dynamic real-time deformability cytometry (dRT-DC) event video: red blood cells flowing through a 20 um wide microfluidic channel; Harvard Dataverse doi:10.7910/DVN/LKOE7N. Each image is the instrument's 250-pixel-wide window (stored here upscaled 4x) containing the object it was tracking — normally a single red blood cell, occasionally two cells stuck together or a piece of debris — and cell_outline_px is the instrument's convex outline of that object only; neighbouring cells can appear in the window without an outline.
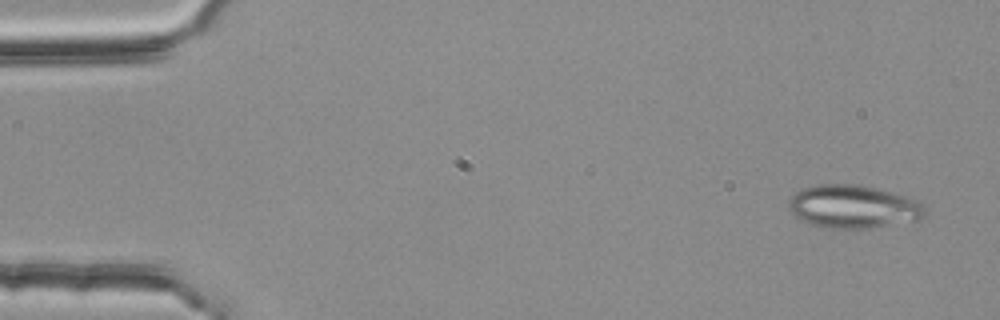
{"species": "common noctule bat (a hibernating species)", "species_latin": "Nyctalus noctula", "temperature_condition": "room temperature", "stored_images_in_passage": 3, "camera_frame_rate_fps": 3000, "um_per_image_px": 0.085, "animal": {"sex": "female", "body_mass_g": 25.1}, "frame": {"image": 1, "passage_image": 1, "time_ms": 0.0, "image_size_px": [1000, 320], "cell_outline_px": [[924, 216], [920, 220], [864, 228], [836, 228], [812, 224], [800, 220], [788, 208], [788, 200], [796, 192], [804, 188], [816, 184], [852, 184], [876, 188], [892, 192], [920, 200], [924, 212]], "centroid_in_image_um": [72.52, 17.55], "position_along_channel_um": 12.5, "area_um2": 33.93}}